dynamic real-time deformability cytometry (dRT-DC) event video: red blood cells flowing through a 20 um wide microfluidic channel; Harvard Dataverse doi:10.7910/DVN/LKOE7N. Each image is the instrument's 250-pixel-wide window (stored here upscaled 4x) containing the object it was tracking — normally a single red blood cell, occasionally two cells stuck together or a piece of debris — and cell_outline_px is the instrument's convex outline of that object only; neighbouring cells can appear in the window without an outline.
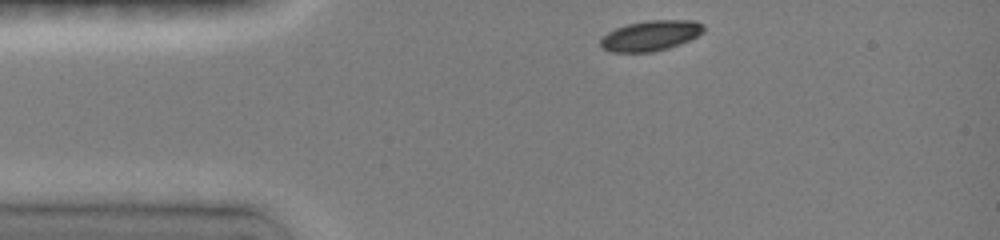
{"species": "common noctule bat (a hibernating species)", "species_latin": "Nyctalus noctula", "temperature_condition": "room temperature", "stored_images_in_passage": 56, "camera_frame_rate_fps": 3000, "um_per_image_px": 0.085, "animal": {"sex": "female", "body_mass_g": 19.0, "forearm_length_mm": 51.5}, "frame": {"image": 1, "passage_image": 1, "time_ms": 0.0, "image_size_px": [1000, 240], "cell_outline_px": [[704, 32], [688, 40], [668, 48], [652, 52], [612, 52], [604, 48], [600, 44], [600, 40], [608, 32], [616, 28], [628, 24], [648, 20], [692, 20], [704, 24]], "centroid_in_image_um": [55.31, 3.02], "position_along_channel_um": 29.7, "area_um2": 18.03}}
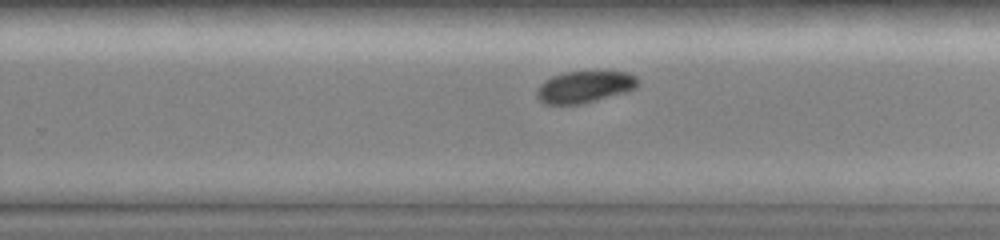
{"frame": {"image": 2, "passage_image": 35, "time_ms": 7.333, "image_size_px": [1000, 240], "cell_outline_px": [[640, 84], [636, 88], [628, 92], [584, 104], [544, 104], [536, 96], [536, 92], [540, 84], [544, 80], [552, 76], [564, 72], [600, 68], [628, 72], [636, 76], [640, 80]], "centroid_in_image_um": [49.78, 7.33], "position_along_channel_um": 280.0, "area_um2": 19.94}}
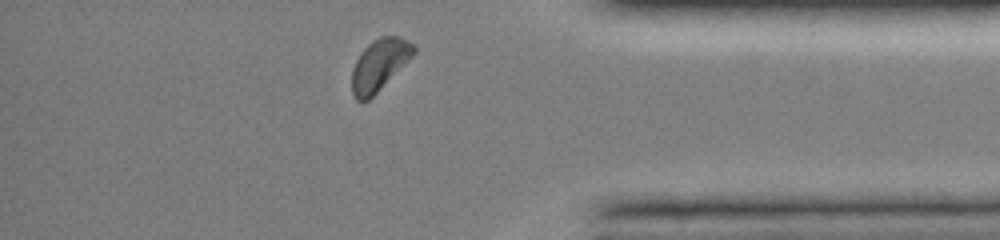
{"frame": {"image": 3, "passage_image": 54, "time_ms": 10.667, "image_size_px": [1000, 240], "cell_outline_px": [[416, 52], [368, 100], [356, 100], [352, 92], [352, 68], [360, 52], [372, 40], [380, 36], [400, 36], [412, 44], [416, 48]], "centroid_in_image_um": [32.22, 5.48], "position_along_channel_um": 403.0, "area_um2": 18.15}}